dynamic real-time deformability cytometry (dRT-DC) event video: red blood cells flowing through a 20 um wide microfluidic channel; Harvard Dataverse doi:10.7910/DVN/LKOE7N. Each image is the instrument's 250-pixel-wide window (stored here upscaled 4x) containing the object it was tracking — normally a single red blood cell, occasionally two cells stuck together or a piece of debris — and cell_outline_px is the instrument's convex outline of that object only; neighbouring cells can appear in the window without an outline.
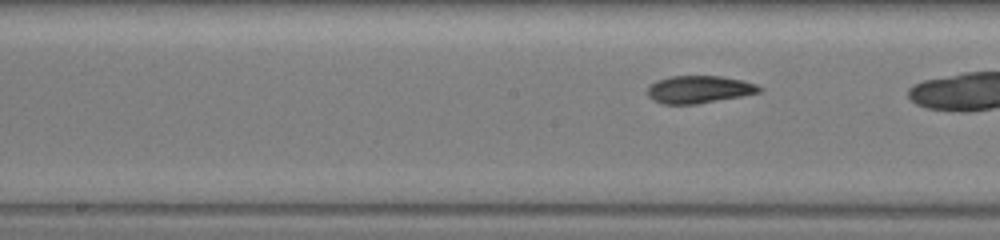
{"species": "common noctule bat (a hibernating species)", "species_latin": "Nyctalus noctula", "temperature_condition": "warm", "stored_images_in_passage": 40, "camera_frame_rate_fps": 3000, "um_per_image_px": 0.085, "animal": {"sex": "female", "body_mass_g": 19.5, "forearm_length_mm": 54.1}, "frame": {"image": 1, "passage_image": 23, "time_ms": 7.333, "image_size_px": [1000, 240], "cell_outline_px": [[764, 88], [760, 92], [740, 96], [696, 104], [664, 104], [652, 100], [648, 96], [648, 84], [656, 80], [672, 76], [720, 76], [744, 80], [756, 84]], "centroid_in_image_um": [59.4, 7.59], "position_along_channel_um": 188.8, "area_um2": 17.98}}
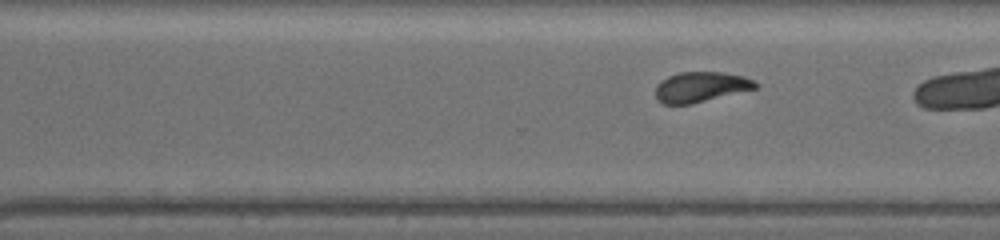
{"frame": {"image": 2, "passage_image": 34, "time_ms": 11.0, "image_size_px": [1000, 240], "cell_outline_px": [[760, 84], [756, 88], [692, 104], [664, 104], [656, 100], [656, 84], [660, 80], [668, 76], [680, 72], [724, 72], [744, 76]], "centroid_in_image_um": [59.54, 7.39], "position_along_channel_um": 311.1, "area_um2": 17.69}}